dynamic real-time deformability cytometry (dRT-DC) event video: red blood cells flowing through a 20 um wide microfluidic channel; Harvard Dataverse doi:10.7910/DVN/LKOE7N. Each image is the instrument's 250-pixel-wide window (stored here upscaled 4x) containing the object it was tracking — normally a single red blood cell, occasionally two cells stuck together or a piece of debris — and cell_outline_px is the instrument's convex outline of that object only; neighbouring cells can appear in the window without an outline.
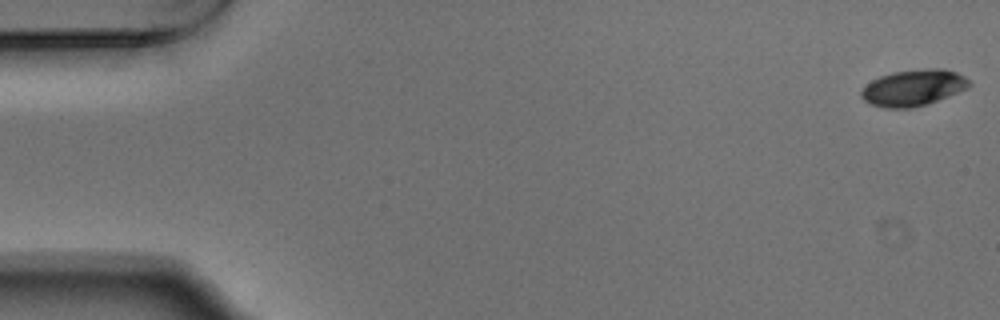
{"species": "Egyptian fruit bat (a non-hibernating species)", "species_latin": "Rousettus aegyptiacus", "temperature_condition": "warm", "stored_images_in_passage": 54, "camera_frame_rate_fps": 3000, "um_per_image_px": 0.085, "animal": {"sex": "male"}, "frame": {"image": 1, "passage_image": 1, "time_ms": 0.0, "image_size_px": [1000, 320], "cell_outline_px": [[972, 84], [968, 88], [948, 96], [912, 108], [884, 108], [868, 104], [860, 96], [860, 92], [872, 80], [880, 76], [892, 72], [928, 68], [944, 68], [956, 72], [964, 76]], "centroid_in_image_um": [77.62, 7.45], "position_along_channel_um": 7.4, "area_um2": 22.77}}
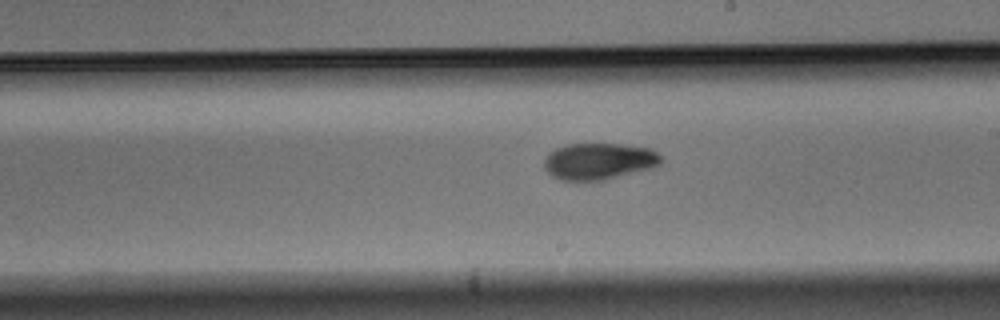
{"frame": {"image": 2, "passage_image": 31, "time_ms": 10.0, "image_size_px": [1000, 320], "cell_outline_px": [[664, 160], [660, 164], [652, 168], [604, 180], [560, 180], [552, 176], [544, 168], [544, 156], [548, 152], [556, 148], [568, 144], [620, 144], [652, 148]], "centroid_in_image_um": [50.9, 13.7], "position_along_channel_um": 238.1, "area_um2": 25.09}}
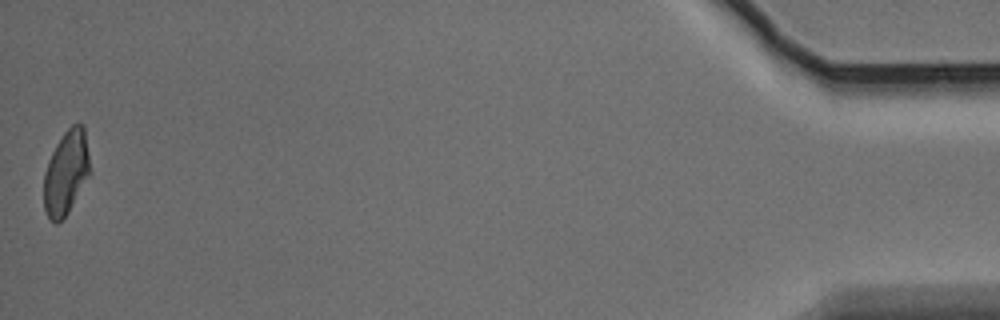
{"frame": {"image": 3, "passage_image": 54, "time_ms": 17.667, "image_size_px": [1000, 320], "cell_outline_px": [[92, 172], [68, 212], [56, 224], [48, 216], [44, 208], [44, 172], [48, 160], [56, 144], [64, 132], [72, 124], [84, 124]], "centroid_in_image_um": [5.65, 14.63], "position_along_channel_um": 429.6, "area_um2": 22.77}, "authors_computed_cell_mechanics": {"area_um2": 24.0448, "velocity_mm_per_s": 3.7287, "shape_relaxation_time_tau1_ms": 3.0751, "shape_relaxation_time_tau2_ms": 5.4288, "deformation_change_tau1": 0.1211, "deformation_change_tau2": 0.0926}}